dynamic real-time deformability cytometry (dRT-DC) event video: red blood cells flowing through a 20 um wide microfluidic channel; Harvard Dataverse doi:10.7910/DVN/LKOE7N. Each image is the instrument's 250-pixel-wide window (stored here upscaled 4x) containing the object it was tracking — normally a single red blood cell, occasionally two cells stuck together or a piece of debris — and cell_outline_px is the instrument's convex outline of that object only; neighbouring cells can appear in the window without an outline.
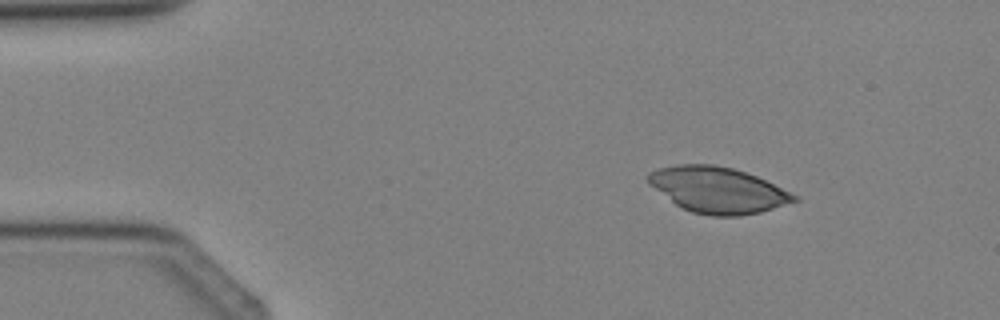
{"species": "Egyptian fruit bat (a non-hibernating species)", "species_latin": "Rousettus aegyptiacus", "temperature_condition": "cold", "stored_images_in_passage": 3, "camera_frame_rate_fps": 3000, "um_per_image_px": 0.085, "animal": {"sex": "female"}, "frame": {"image": 1, "passage_image": 2, "time_ms": 1.0, "image_size_px": [1000, 320], "cell_outline_px": [[800, 200], [760, 212], [740, 216], [712, 216], [692, 212], [676, 204], [648, 184], [648, 172], [660, 168], [680, 164], [712, 164], [732, 168], [756, 176], [800, 196]], "centroid_in_image_um": [61.04, 16.15], "position_along_channel_um": 24.0, "area_um2": 38.78}}